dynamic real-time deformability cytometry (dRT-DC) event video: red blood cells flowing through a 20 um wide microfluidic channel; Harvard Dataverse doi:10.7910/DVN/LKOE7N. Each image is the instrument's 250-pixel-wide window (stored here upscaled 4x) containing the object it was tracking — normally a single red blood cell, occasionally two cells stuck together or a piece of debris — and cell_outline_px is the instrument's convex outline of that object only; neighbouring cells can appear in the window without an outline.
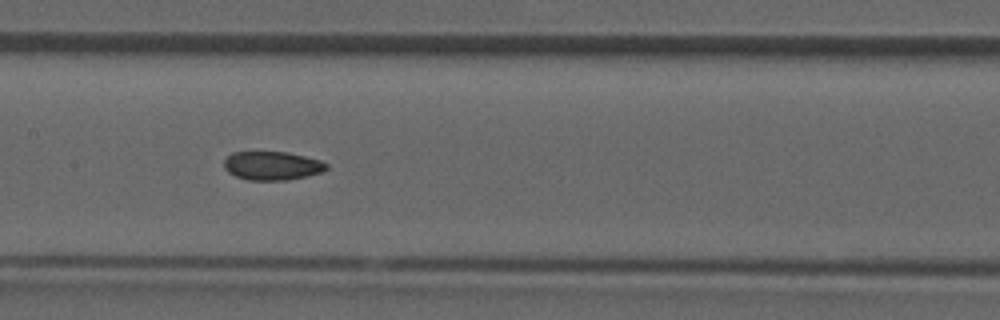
{"species": "common noctule bat (a hibernating species)", "species_latin": "Nyctalus noctula", "temperature_condition": "room temperature", "stored_images_in_passage": 31, "camera_frame_rate_fps": 3000, "um_per_image_px": 0.085, "animal": {"sex": "male", "forearm_length_mm": 52.5}, "frame": {"image": 1, "passage_image": 10, "time_ms": 3.0, "image_size_px": [1000, 320], "cell_outline_px": [[328, 168], [324, 172], [288, 180], [248, 180], [236, 176], [228, 172], [224, 168], [224, 160], [232, 152], [288, 152], [320, 160], [328, 164]], "centroid_in_image_um": [23.15, 14.09], "position_along_channel_um": 184.3, "area_um2": 17.17}}